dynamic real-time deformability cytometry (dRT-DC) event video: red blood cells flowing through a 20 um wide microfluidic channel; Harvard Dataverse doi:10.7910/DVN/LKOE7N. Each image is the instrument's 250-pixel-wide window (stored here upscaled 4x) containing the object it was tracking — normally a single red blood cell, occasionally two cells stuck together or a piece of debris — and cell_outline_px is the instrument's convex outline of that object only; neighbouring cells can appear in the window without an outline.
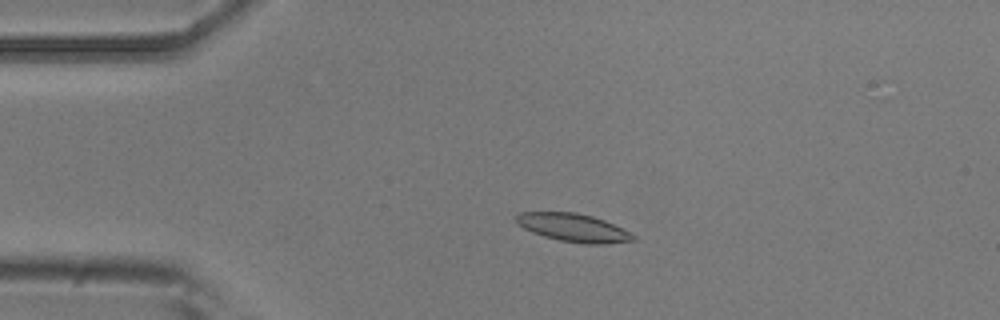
{"species": "common noctule bat (a hibernating species)", "species_latin": "Nyctalus noctula", "temperature_condition": "room temperature", "stored_images_in_passage": 4, "camera_frame_rate_fps": 3000, "um_per_image_px": 0.085, "animal": {"sex": "male", "body_mass_g": 20.5, "forearm_length_mm": 52.5}, "frame": {"image": 1, "passage_image": 3, "time_ms": 2.333, "image_size_px": [1000, 320], "cell_outline_px": [[636, 240], [604, 244], [584, 244], [560, 240], [544, 236], [532, 232], [516, 224], [516, 216], [520, 212], [576, 212], [592, 216], [604, 220], [636, 236]], "centroid_in_image_um": [48.71, 19.35], "position_along_channel_um": 36.3, "area_um2": 19.02}}